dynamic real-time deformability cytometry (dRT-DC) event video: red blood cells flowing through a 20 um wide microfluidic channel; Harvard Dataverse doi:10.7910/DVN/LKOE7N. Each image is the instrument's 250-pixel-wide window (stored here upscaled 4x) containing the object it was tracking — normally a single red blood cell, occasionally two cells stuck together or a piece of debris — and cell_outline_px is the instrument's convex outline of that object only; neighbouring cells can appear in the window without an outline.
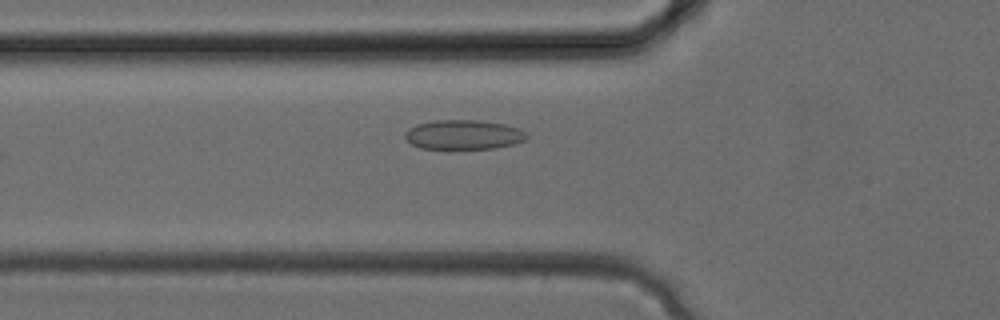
{"species": "common noctule bat (a hibernating species)", "species_latin": "Nyctalus noctula", "temperature_condition": "cold", "stored_images_in_passage": 33, "camera_frame_rate_fps": 3000, "um_per_image_px": 0.085, "animal": {"sex": "female", "body_mass_g": 24.6, "forearm_length_mm": 56.2}, "frame": {"image": 1, "passage_image": 12, "time_ms": 3.667, "image_size_px": [1000, 320], "cell_outline_px": [[528, 136], [524, 140], [516, 144], [496, 148], [420, 148], [412, 144], [404, 136], [404, 132], [408, 128], [416, 124], [432, 120], [480, 120], [504, 124], [520, 128]], "centroid_in_image_um": [39.4, 11.43], "position_along_channel_um": 86.4, "area_um2": 20.98}}
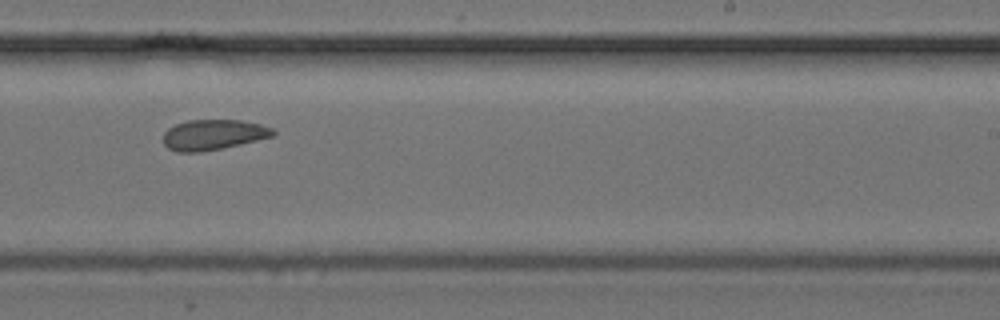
{"frame": {"image": 2, "passage_image": 21, "time_ms": 6.667, "image_size_px": [1000, 320], "cell_outline_px": [[276, 132], [272, 136], [240, 144], [200, 152], [176, 152], [168, 148], [164, 144], [164, 132], [168, 128], [176, 124], [188, 120], [240, 120], [260, 124], [272, 128]], "centroid_in_image_um": [18.1, 11.45], "position_along_channel_um": 270.9, "area_um2": 19.25}}
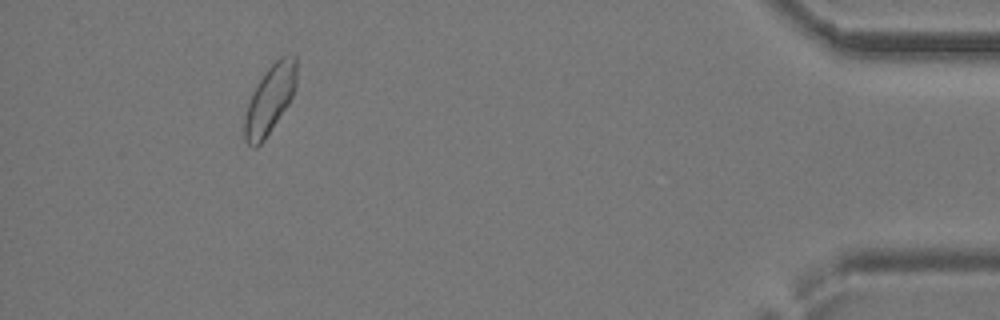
{"frame": {"image": 3, "passage_image": 31, "time_ms": 10.0, "image_size_px": [1000, 320], "cell_outline_px": [[296, 84], [292, 96], [288, 104], [264, 140], [256, 148], [252, 148], [244, 140], [244, 116], [252, 92], [256, 84], [268, 68], [280, 56], [296, 56]], "centroid_in_image_um": [22.91, 8.47], "position_along_channel_um": 412.3, "area_um2": 20.58}}